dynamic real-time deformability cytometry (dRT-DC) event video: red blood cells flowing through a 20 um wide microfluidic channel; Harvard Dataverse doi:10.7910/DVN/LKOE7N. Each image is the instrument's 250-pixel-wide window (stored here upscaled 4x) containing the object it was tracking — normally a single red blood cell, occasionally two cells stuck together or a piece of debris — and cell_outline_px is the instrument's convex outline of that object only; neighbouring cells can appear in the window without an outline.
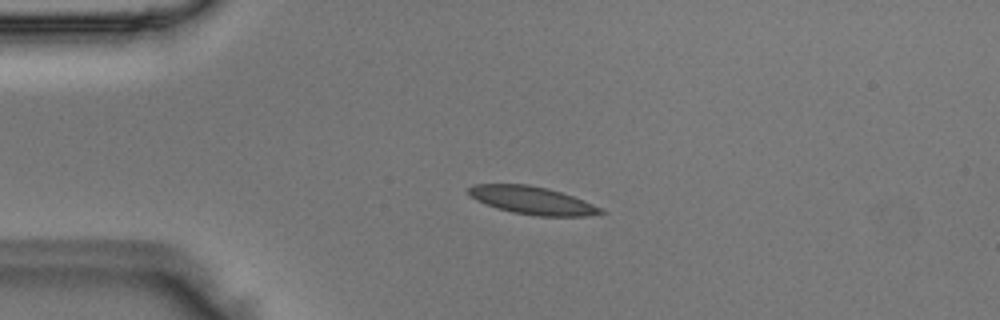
{"species": "Egyptian fruit bat (a non-hibernating species)", "species_latin": "Rousettus aegyptiacus", "temperature_condition": "room temperature", "stored_images_in_passage": 40, "camera_frame_rate_fps": 3000, "um_per_image_px": 0.085, "animal": {"sex": "male"}, "frame": {"image": 1, "passage_image": 1, "time_ms": 0.0, "image_size_px": [1000, 320], "cell_outline_px": [[604, 212], [588, 216], [536, 216], [512, 212], [496, 208], [484, 204], [468, 196], [468, 188], [472, 184], [528, 184], [560, 192], [584, 200], [604, 208]], "centroid_in_image_um": [45.21, 17.04], "position_along_channel_um": 39.8, "area_um2": 21.5}}
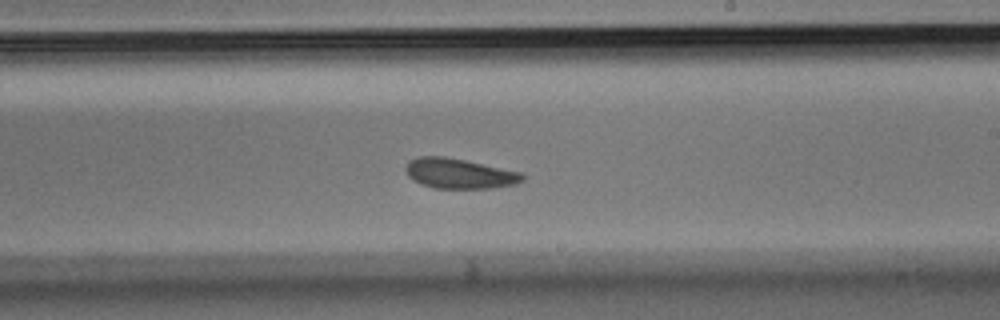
{"frame": {"image": 2, "passage_image": 19, "time_ms": 6.0, "image_size_px": [1000, 320], "cell_outline_px": [[524, 180], [516, 184], [492, 188], [436, 188], [420, 184], [412, 180], [408, 176], [404, 168], [408, 160], [420, 156], [444, 156], [524, 172]], "centroid_in_image_um": [39.04, 14.74], "position_along_channel_um": 250.0, "area_um2": 20.69}}
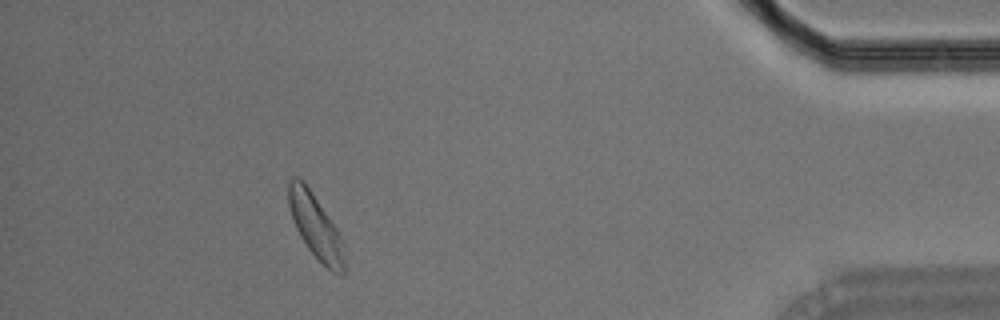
{"frame": {"image": 3, "passage_image": 35, "time_ms": 11.333, "image_size_px": [1000, 320], "cell_outline_px": [[344, 276], [340, 276], [332, 272], [308, 248], [300, 236], [296, 228], [288, 204], [288, 180], [292, 176], [296, 176], [308, 188], [336, 228], [344, 244]], "centroid_in_image_um": [26.83, 19.28], "position_along_channel_um": 408.4, "area_um2": 20.35}}